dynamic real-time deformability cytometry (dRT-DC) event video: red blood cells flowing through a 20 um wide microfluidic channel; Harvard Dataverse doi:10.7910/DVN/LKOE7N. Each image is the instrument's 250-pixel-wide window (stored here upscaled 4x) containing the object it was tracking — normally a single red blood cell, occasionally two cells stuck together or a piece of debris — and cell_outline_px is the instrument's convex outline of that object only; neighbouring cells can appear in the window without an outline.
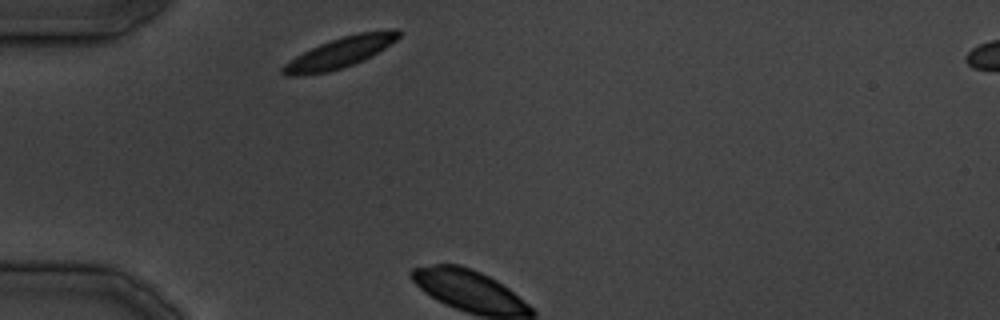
{"species": "common noctule bat (a hibernating species)", "species_latin": "Nyctalus noctula", "temperature_condition": "cold", "stored_images_in_passage": 2, "camera_frame_rate_fps": 3000, "um_per_image_px": 0.085, "animal": {"sex": "male", "body_mass_g": 19.5, "forearm_length_mm": 54.6}, "frame": {"image": 1, "passage_image": 1, "time_ms": 0.0, "image_size_px": [1000, 320], "cell_outline_px": [[400, 36], [396, 40], [384, 48], [352, 64], [328, 72], [304, 76], [284, 76], [280, 72], [280, 68], [284, 64], [296, 56], [320, 44], [344, 36], [360, 32], [392, 28], [400, 28]], "centroid_in_image_um": [28.87, 4.47], "position_along_channel_um": 56.1, "area_um2": 20.4}}